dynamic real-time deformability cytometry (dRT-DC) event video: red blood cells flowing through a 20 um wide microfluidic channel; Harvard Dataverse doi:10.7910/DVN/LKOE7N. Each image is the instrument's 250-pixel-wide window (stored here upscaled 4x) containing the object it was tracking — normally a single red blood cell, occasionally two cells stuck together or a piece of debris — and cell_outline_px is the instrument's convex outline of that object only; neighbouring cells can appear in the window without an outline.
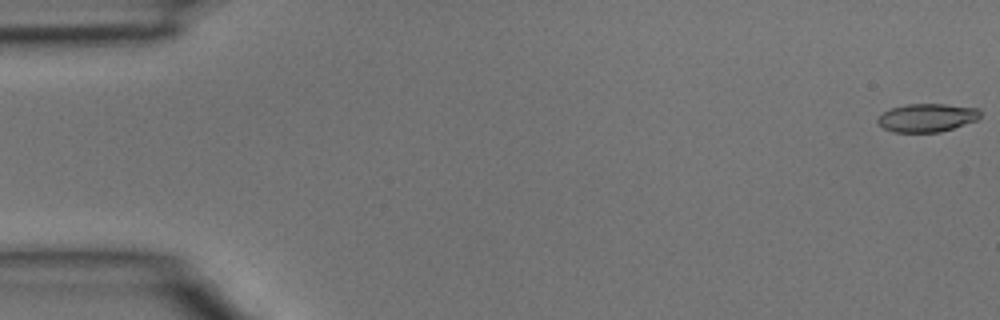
{"species": "common noctule bat (a hibernating species)", "species_latin": "Nyctalus noctula", "temperature_condition": "room temperature", "stored_images_in_passage": 5, "camera_frame_rate_fps": 3000, "um_per_image_px": 0.085, "animal": {"sex": "male", "body_mass_g": 15.6}, "frame": {"image": 1, "passage_image": 1, "time_ms": 0.0, "image_size_px": [1000, 320], "cell_outline_px": [[980, 116], [976, 120], [940, 132], [892, 132], [884, 128], [876, 120], [884, 112], [892, 108], [908, 104], [944, 104], [980, 108]], "centroid_in_image_um": [78.8, 10.0], "position_along_channel_um": 6.2, "area_um2": 16.7}}
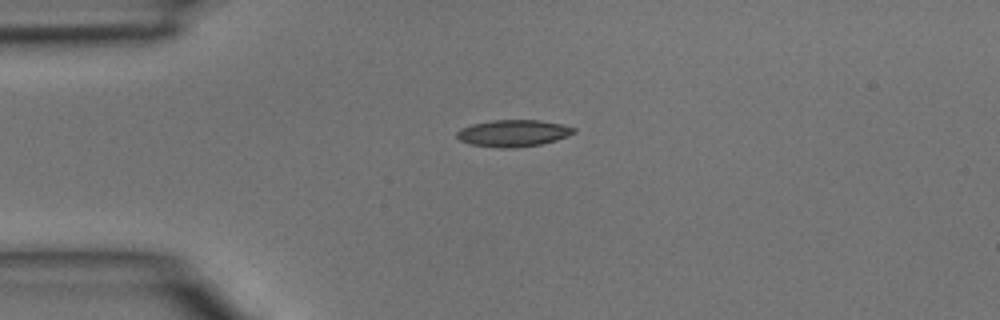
{"frame": {"image": 2, "passage_image": 4, "time_ms": 1.0, "image_size_px": [1000, 320], "cell_outline_px": [[576, 132], [568, 136], [556, 140], [540, 144], [516, 148], [500, 148], [472, 144], [460, 140], [456, 136], [456, 132], [460, 128], [472, 124], [492, 120], [540, 120], [560, 124], [576, 128]], "centroid_in_image_um": [43.63, 11.32], "position_along_channel_um": 41.4, "area_um2": 18.26}}